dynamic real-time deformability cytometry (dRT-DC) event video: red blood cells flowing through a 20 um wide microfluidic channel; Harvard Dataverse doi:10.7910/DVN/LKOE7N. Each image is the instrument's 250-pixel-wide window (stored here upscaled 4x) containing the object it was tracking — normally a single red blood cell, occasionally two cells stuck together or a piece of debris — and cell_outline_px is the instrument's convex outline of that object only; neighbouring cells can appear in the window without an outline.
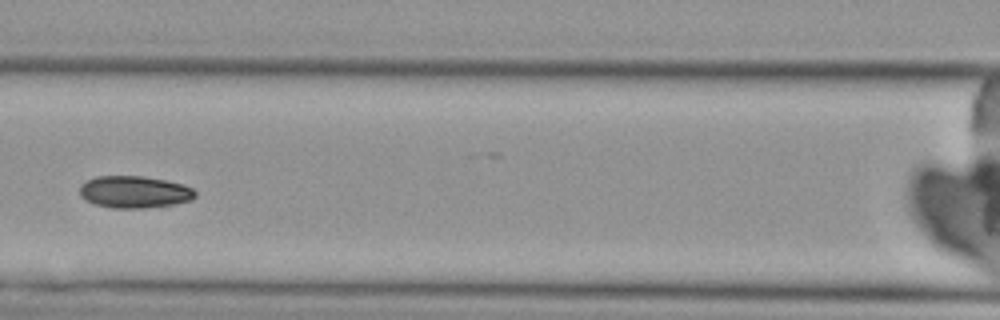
{"species": "Egyptian fruit bat (a non-hibernating species)", "species_latin": "Rousettus aegyptiacus", "temperature_condition": "cold", "stored_images_in_passage": 4, "camera_frame_rate_fps": 3000, "um_per_image_px": 0.085, "animal": {"sex": "female"}, "frame": {"image": 1, "passage_image": 4, "time_ms": 4.333, "image_size_px": [1000, 320], "cell_outline_px": [[196, 196], [192, 200], [176, 204], [144, 208], [112, 208], [92, 204], [84, 200], [80, 196], [80, 184], [84, 180], [96, 176], [144, 176], [164, 180], [180, 184], [192, 188], [196, 192]], "centroid_in_image_um": [11.37, 16.32], "position_along_channel_um": 155.2, "area_um2": 21.85}}